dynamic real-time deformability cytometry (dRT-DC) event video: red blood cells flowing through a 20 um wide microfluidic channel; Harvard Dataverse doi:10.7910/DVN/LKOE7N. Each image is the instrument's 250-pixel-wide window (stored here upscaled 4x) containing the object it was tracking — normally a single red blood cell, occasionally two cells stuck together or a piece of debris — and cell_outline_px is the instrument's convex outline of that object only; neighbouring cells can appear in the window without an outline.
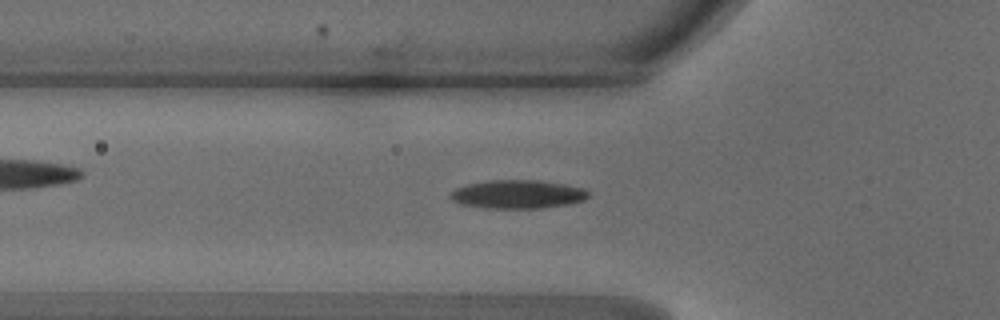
{"species": "common noctule bat (a hibernating species)", "species_latin": "Nyctalus noctula", "temperature_condition": "warm", "stored_images_in_passage": 46, "camera_frame_rate_fps": 3000, "um_per_image_px": 0.085, "animal": {"sex": "male", "body_mass_g": 18.8}, "frame": {"image": 1, "passage_image": 16, "time_ms": 5.0, "image_size_px": [1000, 320], "cell_outline_px": [[588, 196], [584, 200], [568, 204], [540, 208], [484, 208], [460, 204], [452, 200], [448, 196], [456, 188], [468, 184], [484, 180], [540, 180], [564, 184], [584, 188], [588, 192]], "centroid_in_image_um": [43.98, 16.51], "position_along_channel_um": 81.8, "area_um2": 23.0}}
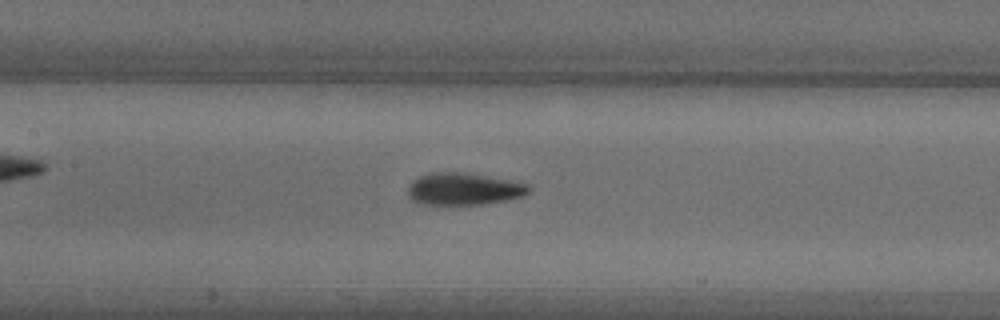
{"frame": {"image": 2, "passage_image": 22, "time_ms": 7.0, "image_size_px": [1000, 320], "cell_outline_px": [[528, 192], [524, 196], [508, 200], [480, 204], [420, 204], [412, 200], [408, 196], [408, 184], [412, 180], [420, 176], [432, 172], [460, 172], [484, 176], [528, 184]], "centroid_in_image_um": [39.35, 16.07], "position_along_channel_um": 168.0, "area_um2": 22.37}}
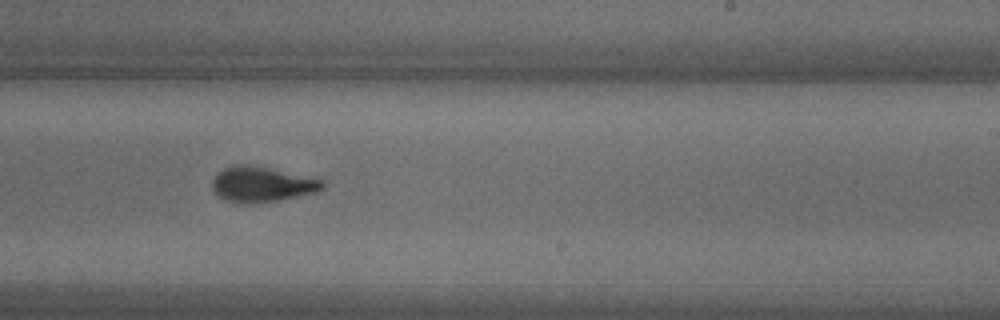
{"frame": {"image": 3, "passage_image": 29, "time_ms": 9.333, "image_size_px": [1000, 320], "cell_outline_px": [[324, 188], [316, 192], [280, 200], [252, 204], [240, 204], [224, 200], [212, 188], [212, 180], [216, 172], [224, 168], [236, 164], [248, 164], [268, 168], [324, 180]], "centroid_in_image_um": [22.22, 15.68], "position_along_channel_um": 266.8, "area_um2": 22.77}, "authors_computed_cell_mechanics": {"area_um2": 21.7039, "velocity_mm_per_s": 4.2434, "shape_relaxation_time_tau1_ms": 4.1342, "shape_relaxation_time_tau2_ms": 1.4191, "deformation_change_tau1": 0.1736, "deformation_change_tau2": 0.0794}}